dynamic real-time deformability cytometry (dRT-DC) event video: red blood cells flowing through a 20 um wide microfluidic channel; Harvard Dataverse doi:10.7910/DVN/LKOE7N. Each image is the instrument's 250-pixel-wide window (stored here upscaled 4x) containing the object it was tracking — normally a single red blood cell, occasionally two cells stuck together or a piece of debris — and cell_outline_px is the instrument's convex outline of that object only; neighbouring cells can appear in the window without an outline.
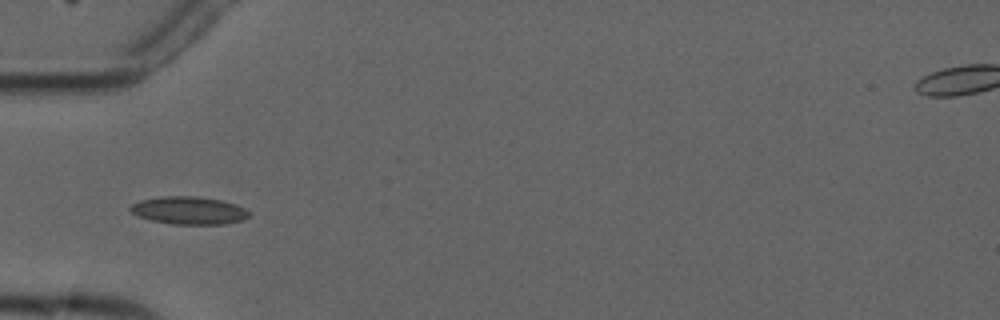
{"species": "common noctule bat (a hibernating species)", "species_latin": "Nyctalus noctula", "temperature_condition": "cold", "stored_images_in_passage": 5, "camera_frame_rate_fps": 3000, "um_per_image_px": 0.085, "animal": {"sex": "male", "forearm_length_mm": 52.5}, "frame": {"image": 1, "passage_image": 1, "time_ms": 0.0, "image_size_px": [1000, 320], "cell_outline_px": [[248, 216], [244, 220], [224, 224], [172, 224], [152, 220], [140, 216], [132, 212], [128, 208], [132, 204], [140, 200], [160, 196], [196, 196], [220, 200], [236, 204], [244, 208], [248, 212]], "centroid_in_image_um": [16.05, 17.88], "position_along_channel_um": 68.9, "area_um2": 19.07}}
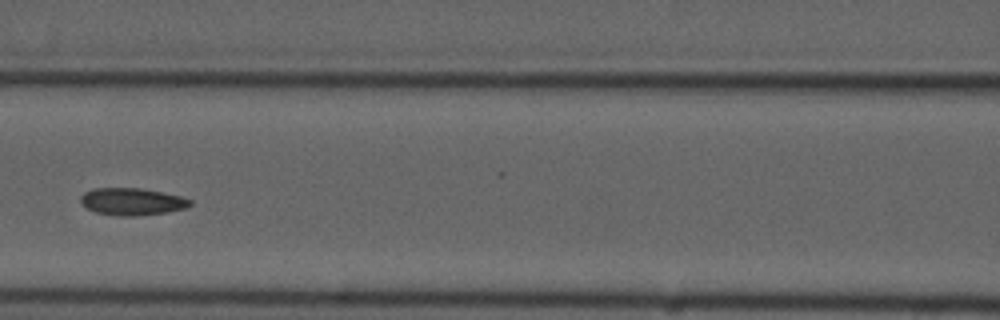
{"frame": {"image": 2, "passage_image": 3, "time_ms": 2.333, "image_size_px": [1000, 320], "cell_outline_px": [[192, 204], [184, 208], [168, 212], [136, 216], [116, 216], [96, 212], [88, 208], [80, 200], [80, 196], [84, 192], [92, 188], [140, 188], [164, 192], [180, 196], [192, 200]], "centroid_in_image_um": [11.23, 17.13], "position_along_channel_um": 155.4, "area_um2": 17.4}}
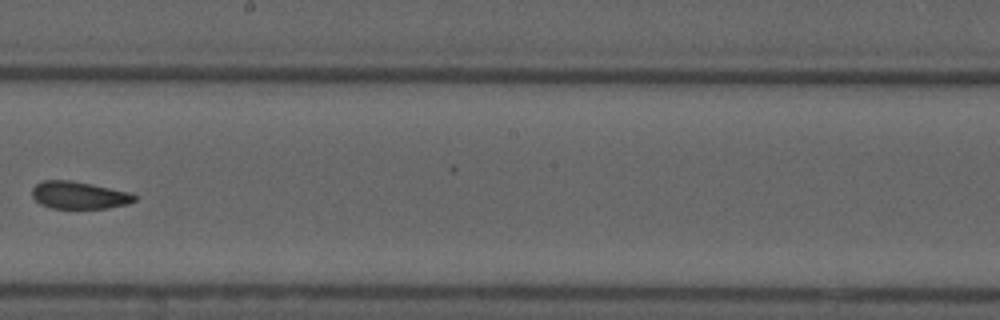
{"frame": {"image": 3, "passage_image": 5, "time_ms": 4.667, "image_size_px": [1000, 320], "cell_outline_px": [[136, 200], [128, 204], [108, 208], [52, 208], [40, 204], [32, 196], [32, 188], [36, 184], [44, 180], [72, 180], [132, 192], [136, 196]], "centroid_in_image_um": [6.74, 16.58], "position_along_channel_um": 241.5, "area_um2": 16.47}}